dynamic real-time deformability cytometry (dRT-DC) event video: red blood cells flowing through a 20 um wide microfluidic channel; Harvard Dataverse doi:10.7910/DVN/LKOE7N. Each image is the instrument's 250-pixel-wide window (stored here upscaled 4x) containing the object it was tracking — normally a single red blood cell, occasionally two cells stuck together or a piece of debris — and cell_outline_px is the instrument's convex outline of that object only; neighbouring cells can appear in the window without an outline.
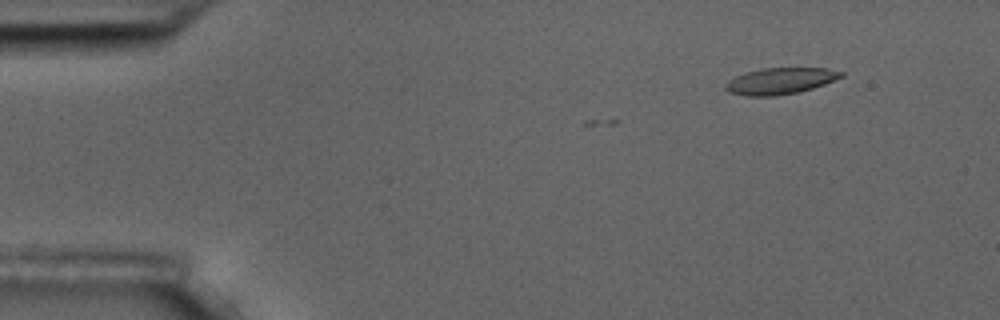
{"species": "common noctule bat (a hibernating species)", "species_latin": "Nyctalus noctula", "temperature_condition": "room temperature", "stored_images_in_passage": 7, "camera_frame_rate_fps": 3000, "um_per_image_px": 0.085, "animal": {"sex": "male", "body_mass_g": 17.5, "forearm_length_mm": 52.3}, "frame": {"image": 1, "passage_image": 2, "time_ms": 1.0, "image_size_px": [1000, 320], "cell_outline_px": [[844, 76], [824, 84], [800, 92], [776, 96], [748, 96], [728, 92], [724, 88], [728, 80], [736, 76], [760, 68], [828, 68], [844, 72]], "centroid_in_image_um": [66.33, 6.88], "position_along_channel_um": 18.7, "area_um2": 17.8}}